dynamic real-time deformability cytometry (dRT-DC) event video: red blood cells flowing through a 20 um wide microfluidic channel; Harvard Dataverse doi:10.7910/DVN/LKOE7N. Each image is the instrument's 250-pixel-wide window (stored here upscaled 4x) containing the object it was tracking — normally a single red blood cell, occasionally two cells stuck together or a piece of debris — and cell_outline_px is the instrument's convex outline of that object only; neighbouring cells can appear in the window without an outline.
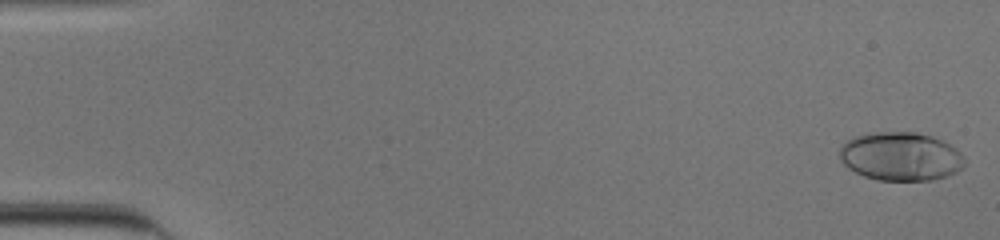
{"species": "human", "species_latin": "Homo sapiens", "temperature_condition": "cold", "stored_images_in_passage": 53, "camera_frame_rate_fps": 3000, "um_per_image_px": 0.085, "donor": {"sex": "male"}, "frame": {"image": 1, "passage_image": 1, "time_ms": 0.0, "image_size_px": [1000, 240], "cell_outline_px": [[964, 168], [948, 176], [932, 180], [880, 180], [864, 176], [848, 168], [840, 160], [840, 148], [848, 140], [856, 136], [876, 132], [916, 132], [932, 136], [944, 140], [956, 148], [964, 156]], "centroid_in_image_um": [76.6, 13.3], "position_along_channel_um": 8.4, "area_um2": 35.49}}
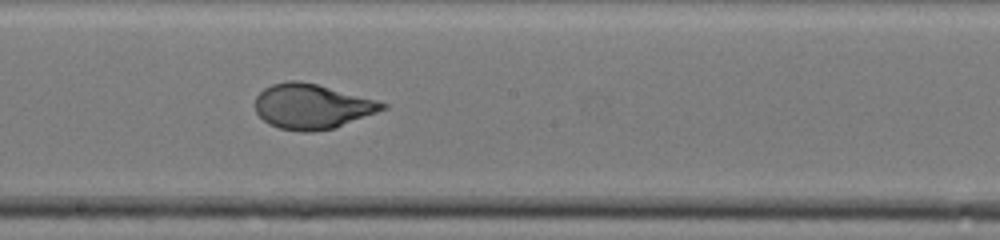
{"frame": {"image": 2, "passage_image": 30, "time_ms": 9.667, "image_size_px": [1000, 240], "cell_outline_px": [[388, 108], [332, 128], [312, 132], [304, 132], [280, 128], [268, 124], [256, 112], [256, 96], [264, 88], [272, 84], [288, 80], [300, 80], [316, 84], [376, 100], [388, 104]], "centroid_in_image_um": [26.49, 9.04], "position_along_channel_um": 221.7, "area_um2": 32.95}}
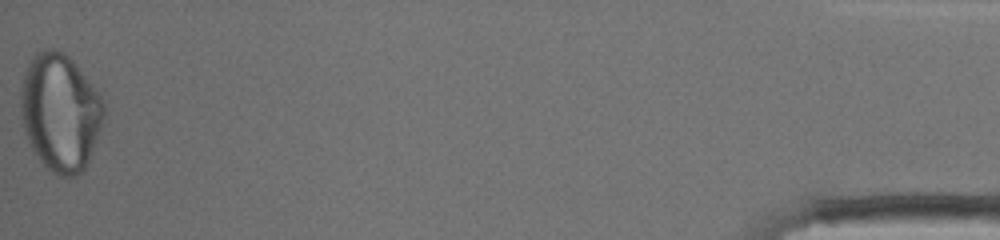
{"frame": {"image": 3, "passage_image": 53, "time_ms": 17.333, "image_size_px": [1000, 240], "cell_outline_px": [[104, 116], [100, 128], [88, 160], [84, 168], [76, 176], [68, 180], [56, 176], [40, 160], [32, 148], [24, 132], [20, 108], [20, 88], [24, 72], [32, 56], [36, 52], [44, 48], [52, 48], [64, 52], [76, 64], [104, 100]], "centroid_in_image_um": [5.09, 9.54], "position_along_channel_um": 430.1, "area_um2": 57.11}, "authors_computed_cell_mechanics": {"area_um2": 33.813, "velocity_mm_per_s": 3.9136, "shape_relaxation_time_tau1_ms": 7.6208, "shape_relaxation_time_tau2_ms": null, "deformation_change_tau1": 0.2987, "deformation_change_tau2": null}}